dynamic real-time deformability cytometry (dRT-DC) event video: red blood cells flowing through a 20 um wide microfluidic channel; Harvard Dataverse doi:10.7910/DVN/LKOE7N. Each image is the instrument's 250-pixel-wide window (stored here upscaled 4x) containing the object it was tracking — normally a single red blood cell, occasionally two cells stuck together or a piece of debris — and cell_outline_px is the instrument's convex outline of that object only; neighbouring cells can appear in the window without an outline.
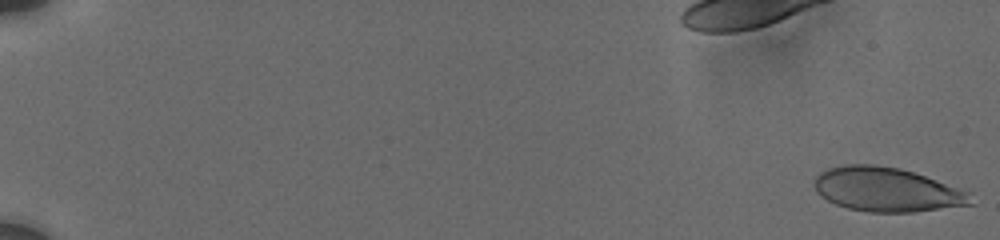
{"species": "human", "species_latin": "Homo sapiens", "temperature_condition": "cold", "stored_images_in_passage": 12, "camera_frame_rate_fps": 3000, "um_per_image_px": 0.085, "donor": {"sex": "male"}, "frame": {"image": 1, "passage_image": 1, "time_ms": 0.0, "image_size_px": [1000, 240], "cell_outline_px": [[976, 204], [912, 212], [868, 212], [848, 208], [836, 204], [820, 196], [816, 192], [816, 176], [820, 172], [828, 168], [844, 164], [876, 164], [900, 168], [924, 176], [968, 192]], "centroid_in_image_um": [75.35, 16.11], "position_along_channel_um": 9.6, "area_um2": 40.0}}